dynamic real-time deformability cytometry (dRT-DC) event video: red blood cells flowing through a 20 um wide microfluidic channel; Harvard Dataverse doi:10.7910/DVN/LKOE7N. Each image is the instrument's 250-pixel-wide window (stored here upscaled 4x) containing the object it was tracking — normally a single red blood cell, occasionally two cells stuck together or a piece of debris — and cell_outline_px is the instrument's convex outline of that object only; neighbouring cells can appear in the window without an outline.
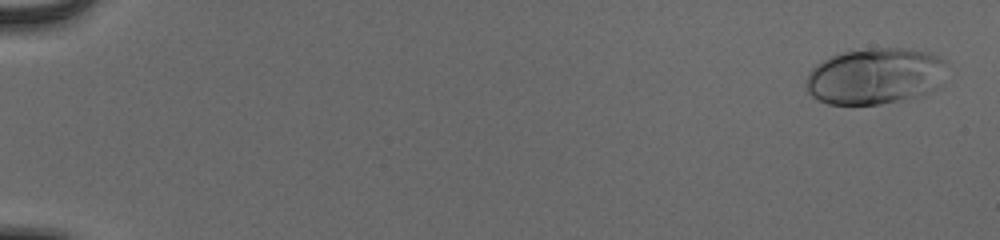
{"species": "human", "species_latin": "Homo sapiens", "temperature_condition": "cold", "stored_images_in_passage": 55, "camera_frame_rate_fps": 3000, "um_per_image_px": 0.085, "donor": {"sex": "male"}, "frame": {"image": 1, "passage_image": 2, "time_ms": 0.333, "image_size_px": [1000, 240], "cell_outline_px": [[948, 64], [932, 88], [924, 92], [896, 100], [880, 104], [828, 104], [812, 96], [808, 92], [804, 84], [804, 80], [808, 72], [816, 64], [840, 52], [872, 48], [908, 48], [928, 52], [940, 56]], "centroid_in_image_um": [74.28, 6.44], "position_along_channel_um": 10.7, "area_um2": 45.49}}
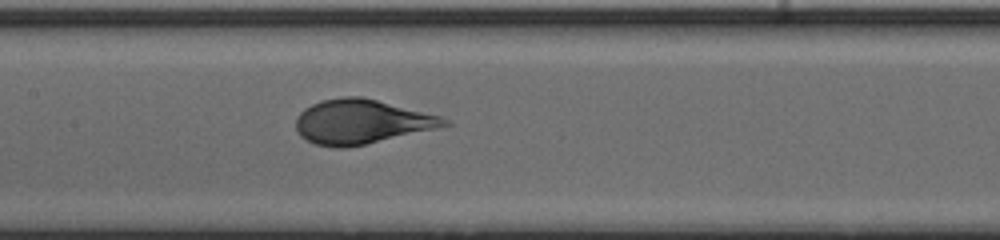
{"frame": {"image": 2, "passage_image": 29, "time_ms": 9.333, "image_size_px": [1000, 240], "cell_outline_px": [[452, 124], [364, 144], [344, 148], [336, 148], [316, 144], [300, 136], [296, 128], [296, 116], [304, 108], [320, 100], [344, 96], [364, 96], [440, 116], [448, 120]], "centroid_in_image_um": [30.66, 10.32], "position_along_channel_um": 176.7, "area_um2": 38.03}}
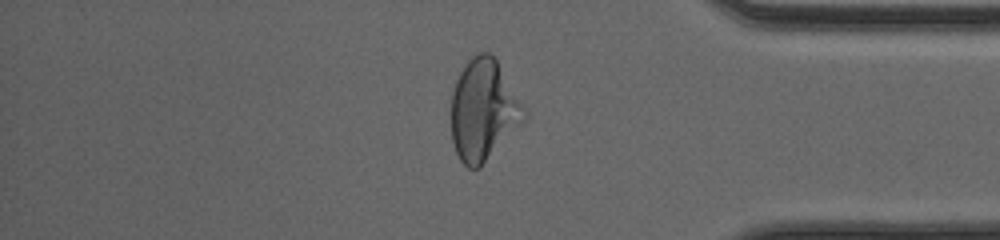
{"frame": {"image": 3, "passage_image": 47, "time_ms": 15.333, "image_size_px": [1000, 240], "cell_outline_px": [[528, 116], [480, 168], [468, 168], [460, 160], [456, 152], [452, 140], [452, 92], [456, 80], [460, 72], [468, 60], [472, 56], [480, 52], [488, 52], [496, 60], [528, 112]], "centroid_in_image_um": [41.09, 9.37], "position_along_channel_um": 394.1, "area_um2": 42.6}, "authors_computed_cell_mechanics": {"area_um2": 40.8068, "velocity_mm_per_s": 3.8878, "shape_relaxation_time_tau1_ms": 3.1628, "shape_relaxation_time_tau2_ms": null, "deformation_change_tau1": 0.189, "deformation_change_tau2": null}}